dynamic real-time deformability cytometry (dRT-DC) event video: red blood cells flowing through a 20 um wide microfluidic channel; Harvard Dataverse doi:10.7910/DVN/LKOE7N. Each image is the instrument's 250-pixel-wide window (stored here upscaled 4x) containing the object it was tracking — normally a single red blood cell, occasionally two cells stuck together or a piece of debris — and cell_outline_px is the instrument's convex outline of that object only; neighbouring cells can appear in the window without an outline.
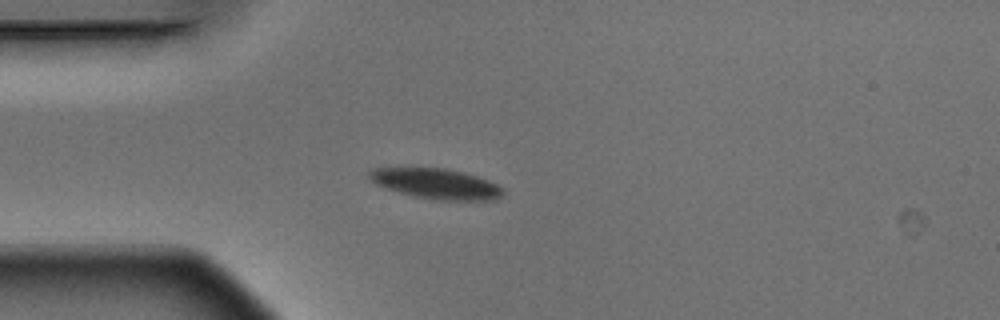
{"species": "Egyptian fruit bat (a non-hibernating species)", "species_latin": "Rousettus aegyptiacus", "temperature_condition": "warm", "stored_images_in_passage": 10, "camera_frame_rate_fps": 3000, "um_per_image_px": 0.085, "animal": {"sex": "male"}, "frame": {"image": 1, "passage_image": 4, "time_ms": 1.0, "image_size_px": [1000, 320], "cell_outline_px": [[504, 196], [496, 200], [436, 200], [412, 196], [376, 184], [368, 180], [368, 172], [372, 168], [444, 168], [464, 172], [488, 180], [504, 188]], "centroid_in_image_um": [37.1, 15.62], "position_along_channel_um": 47.9, "area_um2": 23.76}}
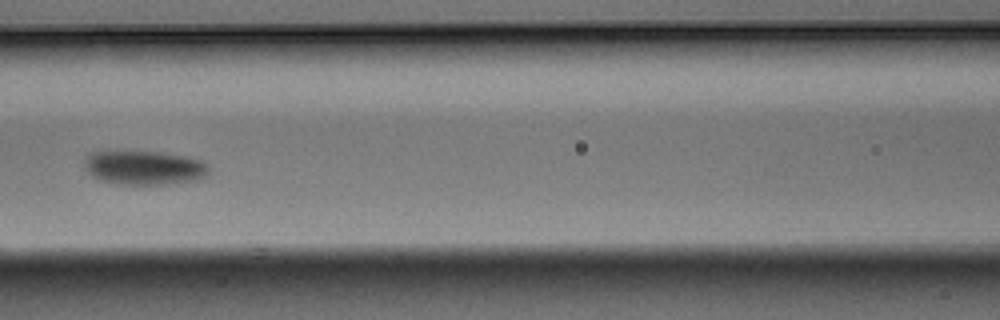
{"frame": {"image": 2, "passage_image": 7, "time_ms": 2.0, "image_size_px": [1000, 320], "cell_outline_px": [[208, 176], [200, 180], [168, 184], [120, 184], [100, 180], [92, 176], [84, 168], [84, 160], [92, 152], [160, 152], [184, 156], [200, 160], [208, 164]], "centroid_in_image_um": [12.29, 14.27], "position_along_channel_um": 154.3, "area_um2": 24.68}}
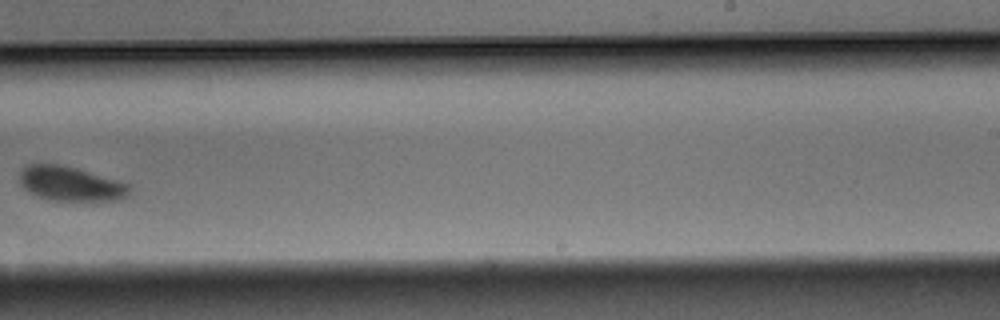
{"frame": {"image": 3, "passage_image": 10, "time_ms": 3.0, "image_size_px": [1000, 320], "cell_outline_px": [[132, 188], [128, 196], [120, 200], [52, 200], [36, 196], [24, 188], [20, 184], [20, 172], [28, 164], [56, 164], [76, 168], [116, 180], [128, 184]], "centroid_in_image_um": [6.0, 15.62], "position_along_channel_um": 283.0, "area_um2": 21.85}}